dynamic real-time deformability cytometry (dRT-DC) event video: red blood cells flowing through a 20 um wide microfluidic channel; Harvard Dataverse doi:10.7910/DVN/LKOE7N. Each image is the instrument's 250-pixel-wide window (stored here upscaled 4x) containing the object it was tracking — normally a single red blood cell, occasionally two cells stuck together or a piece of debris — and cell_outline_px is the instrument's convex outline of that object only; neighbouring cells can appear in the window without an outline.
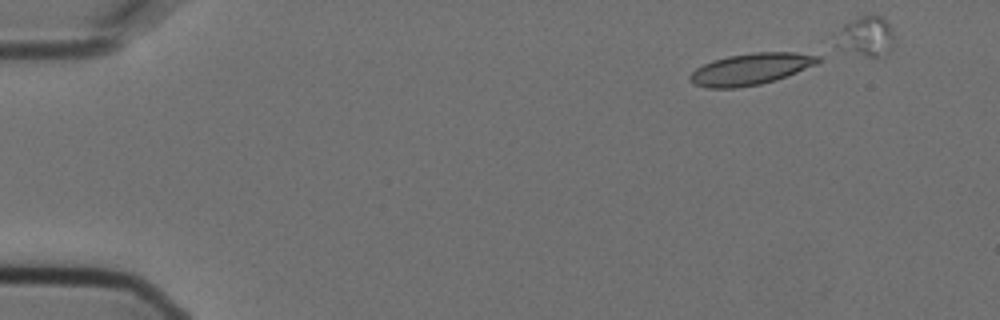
{"species": "Egyptian fruit bat (a non-hibernating species)", "species_latin": "Rousettus aegyptiacus", "temperature_condition": "cold", "stored_images_in_passage": 5, "camera_frame_rate_fps": 3000, "um_per_image_px": 0.085, "animal": {"sex": "female"}, "frame": {"image": 1, "passage_image": 1, "time_ms": 0.0, "image_size_px": [1000, 320], "cell_outline_px": [[820, 60], [816, 64], [776, 80], [760, 84], [736, 88], [708, 88], [696, 84], [688, 80], [688, 76], [696, 68], [712, 60], [728, 56], [752, 52], [792, 52], [820, 56]], "centroid_in_image_um": [63.78, 5.87], "position_along_channel_um": 21.2, "area_um2": 23.41}}
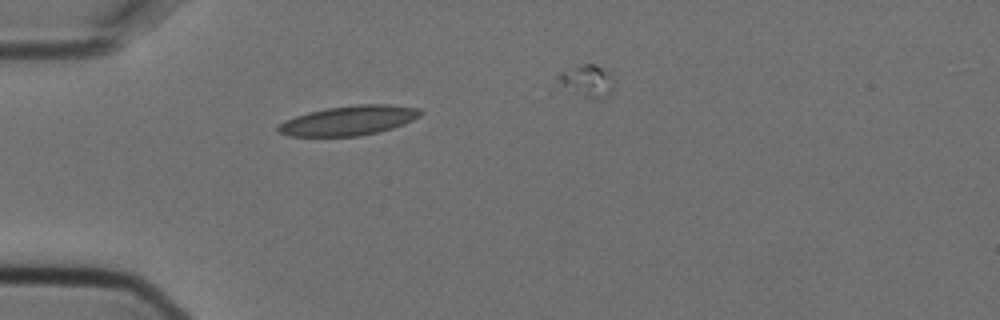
{"frame": {"image": 2, "passage_image": 4, "time_ms": 1.0, "image_size_px": [1000, 320], "cell_outline_px": [[424, 112], [420, 116], [404, 124], [380, 132], [360, 136], [288, 136], [276, 132], [276, 128], [284, 120], [308, 112], [328, 108], [356, 104], [392, 104], [420, 108]], "centroid_in_image_um": [29.67, 10.24], "position_along_channel_um": 55.3, "area_um2": 24.8}}